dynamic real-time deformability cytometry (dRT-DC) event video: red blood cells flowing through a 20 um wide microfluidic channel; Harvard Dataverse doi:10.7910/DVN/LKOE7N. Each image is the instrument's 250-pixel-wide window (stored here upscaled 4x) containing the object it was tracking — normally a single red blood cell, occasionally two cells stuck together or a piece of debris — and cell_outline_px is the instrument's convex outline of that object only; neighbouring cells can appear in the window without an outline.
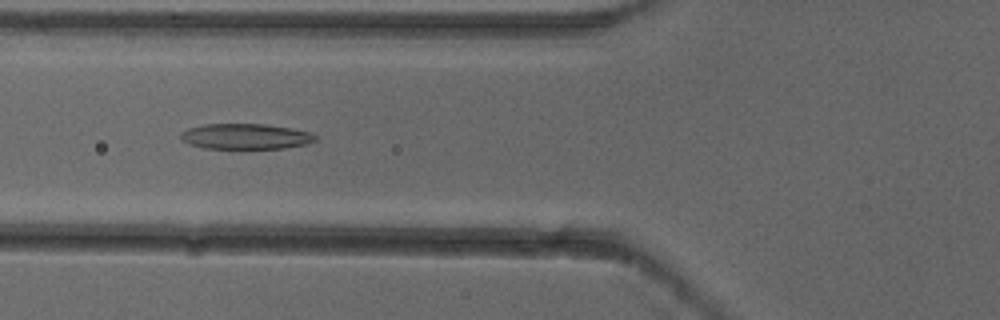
{"species": "common noctule bat (a hibernating species)", "species_latin": "Nyctalus noctula", "temperature_condition": "cold", "stored_images_in_passage": 8, "camera_frame_rate_fps": 3000, "um_per_image_px": 0.085, "animal": {"sex": "female"}, "frame": {"image": 1, "passage_image": 6, "time_ms": 1.667, "image_size_px": [1000, 320], "cell_outline_px": [[316, 140], [304, 144], [284, 148], [204, 148], [188, 144], [180, 136], [180, 132], [188, 128], [204, 124], [264, 124], [292, 128], [312, 132], [316, 136]], "centroid_in_image_um": [20.87, 11.58], "position_along_channel_um": 104.9, "area_um2": 19.94}}
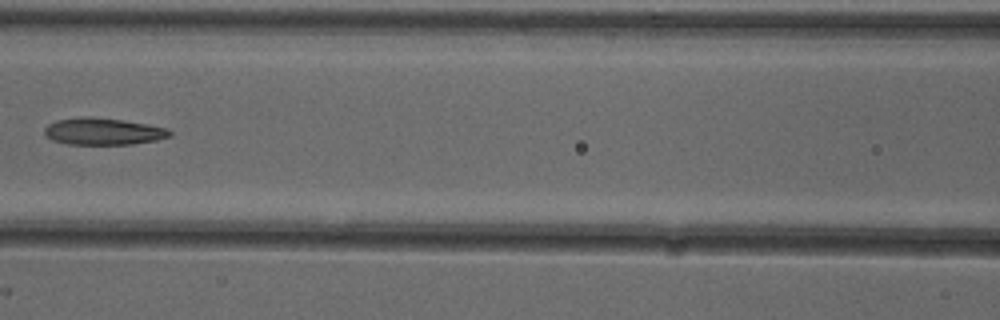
{"frame": {"image": 2, "passage_image": 7, "time_ms": 2.0, "image_size_px": [1000, 320], "cell_outline_px": [[172, 136], [156, 140], [132, 144], [64, 144], [52, 140], [44, 136], [44, 128], [48, 124], [56, 120], [80, 116], [92, 116], [120, 120], [168, 128], [172, 132]], "centroid_in_image_um": [8.72, 11.17], "position_along_channel_um": 157.9, "area_um2": 19.77}}
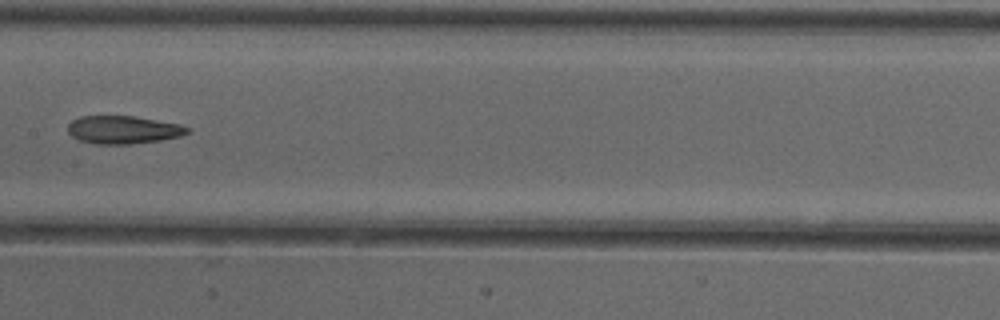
{"frame": {"image": 3, "passage_image": 8, "time_ms": 2.333, "image_size_px": [1000, 320], "cell_outline_px": [[192, 128], [188, 132], [180, 136], [160, 140], [128, 144], [96, 144], [80, 140], [72, 136], [68, 132], [68, 124], [72, 120], [80, 116], [132, 116], [180, 124]], "centroid_in_image_um": [10.47, 11.02], "position_along_channel_um": 196.9, "area_um2": 19.36}}